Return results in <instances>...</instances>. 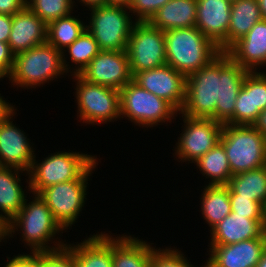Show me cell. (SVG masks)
<instances>
[{
	"label": "cell",
	"mask_w": 266,
	"mask_h": 267,
	"mask_svg": "<svg viewBox=\"0 0 266 267\" xmlns=\"http://www.w3.org/2000/svg\"><path fill=\"white\" fill-rule=\"evenodd\" d=\"M248 72L221 51L207 65L186 76L185 101L179 116L234 125L235 102Z\"/></svg>",
	"instance_id": "obj_1"
},
{
	"label": "cell",
	"mask_w": 266,
	"mask_h": 267,
	"mask_svg": "<svg viewBox=\"0 0 266 267\" xmlns=\"http://www.w3.org/2000/svg\"><path fill=\"white\" fill-rule=\"evenodd\" d=\"M32 195V201L26 199L20 212L6 224V239L14 238L19 231L22 237L20 240L24 242L25 248L29 247L30 253L51 251L67 245L66 240L57 237L59 234L63 236L64 230L54 219L46 202L39 194Z\"/></svg>",
	"instance_id": "obj_2"
},
{
	"label": "cell",
	"mask_w": 266,
	"mask_h": 267,
	"mask_svg": "<svg viewBox=\"0 0 266 267\" xmlns=\"http://www.w3.org/2000/svg\"><path fill=\"white\" fill-rule=\"evenodd\" d=\"M166 60L185 76L200 70L221 51L196 26L164 32Z\"/></svg>",
	"instance_id": "obj_3"
},
{
	"label": "cell",
	"mask_w": 266,
	"mask_h": 267,
	"mask_svg": "<svg viewBox=\"0 0 266 267\" xmlns=\"http://www.w3.org/2000/svg\"><path fill=\"white\" fill-rule=\"evenodd\" d=\"M64 74L62 52L46 42L15 55L8 80L17 88L36 89Z\"/></svg>",
	"instance_id": "obj_4"
},
{
	"label": "cell",
	"mask_w": 266,
	"mask_h": 267,
	"mask_svg": "<svg viewBox=\"0 0 266 267\" xmlns=\"http://www.w3.org/2000/svg\"><path fill=\"white\" fill-rule=\"evenodd\" d=\"M220 143L232 175L266 165V138L252 125L223 124Z\"/></svg>",
	"instance_id": "obj_5"
},
{
	"label": "cell",
	"mask_w": 266,
	"mask_h": 267,
	"mask_svg": "<svg viewBox=\"0 0 266 267\" xmlns=\"http://www.w3.org/2000/svg\"><path fill=\"white\" fill-rule=\"evenodd\" d=\"M120 93L121 119L133 122L135 126L144 128L158 127V125L171 124L178 117L179 112L165 99L141 88L131 80Z\"/></svg>",
	"instance_id": "obj_6"
},
{
	"label": "cell",
	"mask_w": 266,
	"mask_h": 267,
	"mask_svg": "<svg viewBox=\"0 0 266 267\" xmlns=\"http://www.w3.org/2000/svg\"><path fill=\"white\" fill-rule=\"evenodd\" d=\"M70 151L51 153L40 163L35 156L28 172L32 194H39L54 184L78 179L98 159L95 155Z\"/></svg>",
	"instance_id": "obj_7"
},
{
	"label": "cell",
	"mask_w": 266,
	"mask_h": 267,
	"mask_svg": "<svg viewBox=\"0 0 266 267\" xmlns=\"http://www.w3.org/2000/svg\"><path fill=\"white\" fill-rule=\"evenodd\" d=\"M86 29L94 37L101 51H126L130 34L136 22L129 8L96 5L89 8Z\"/></svg>",
	"instance_id": "obj_8"
},
{
	"label": "cell",
	"mask_w": 266,
	"mask_h": 267,
	"mask_svg": "<svg viewBox=\"0 0 266 267\" xmlns=\"http://www.w3.org/2000/svg\"><path fill=\"white\" fill-rule=\"evenodd\" d=\"M96 160L78 179L58 183L43 189L39 195L46 202L56 222L64 232H69L85 206L88 181L99 165ZM89 179V180H88ZM71 227V229H70Z\"/></svg>",
	"instance_id": "obj_9"
},
{
	"label": "cell",
	"mask_w": 266,
	"mask_h": 267,
	"mask_svg": "<svg viewBox=\"0 0 266 267\" xmlns=\"http://www.w3.org/2000/svg\"><path fill=\"white\" fill-rule=\"evenodd\" d=\"M72 80L79 122L100 126L121 119L119 90L87 82L79 75H73Z\"/></svg>",
	"instance_id": "obj_10"
},
{
	"label": "cell",
	"mask_w": 266,
	"mask_h": 267,
	"mask_svg": "<svg viewBox=\"0 0 266 267\" xmlns=\"http://www.w3.org/2000/svg\"><path fill=\"white\" fill-rule=\"evenodd\" d=\"M132 77L167 64L164 32L150 22H135L126 49Z\"/></svg>",
	"instance_id": "obj_11"
},
{
	"label": "cell",
	"mask_w": 266,
	"mask_h": 267,
	"mask_svg": "<svg viewBox=\"0 0 266 267\" xmlns=\"http://www.w3.org/2000/svg\"><path fill=\"white\" fill-rule=\"evenodd\" d=\"M183 130L178 136L174 151L176 160L180 163H193L202 157L219 142L223 124L211 118H192L181 115ZM180 159V160H179ZM191 161V162H190Z\"/></svg>",
	"instance_id": "obj_12"
},
{
	"label": "cell",
	"mask_w": 266,
	"mask_h": 267,
	"mask_svg": "<svg viewBox=\"0 0 266 267\" xmlns=\"http://www.w3.org/2000/svg\"><path fill=\"white\" fill-rule=\"evenodd\" d=\"M93 84L121 90L132 80L126 51H100L79 74Z\"/></svg>",
	"instance_id": "obj_13"
},
{
	"label": "cell",
	"mask_w": 266,
	"mask_h": 267,
	"mask_svg": "<svg viewBox=\"0 0 266 267\" xmlns=\"http://www.w3.org/2000/svg\"><path fill=\"white\" fill-rule=\"evenodd\" d=\"M132 80L141 88L165 99L178 112L184 105L186 76L168 64L136 73Z\"/></svg>",
	"instance_id": "obj_14"
},
{
	"label": "cell",
	"mask_w": 266,
	"mask_h": 267,
	"mask_svg": "<svg viewBox=\"0 0 266 267\" xmlns=\"http://www.w3.org/2000/svg\"><path fill=\"white\" fill-rule=\"evenodd\" d=\"M16 110L0 123V166L29 172L36 155L34 144L30 142L28 134L13 123Z\"/></svg>",
	"instance_id": "obj_15"
},
{
	"label": "cell",
	"mask_w": 266,
	"mask_h": 267,
	"mask_svg": "<svg viewBox=\"0 0 266 267\" xmlns=\"http://www.w3.org/2000/svg\"><path fill=\"white\" fill-rule=\"evenodd\" d=\"M204 267H256L266 248V238H253L230 245H210Z\"/></svg>",
	"instance_id": "obj_16"
},
{
	"label": "cell",
	"mask_w": 266,
	"mask_h": 267,
	"mask_svg": "<svg viewBox=\"0 0 266 267\" xmlns=\"http://www.w3.org/2000/svg\"><path fill=\"white\" fill-rule=\"evenodd\" d=\"M231 5L229 0H197L196 27L225 52Z\"/></svg>",
	"instance_id": "obj_17"
},
{
	"label": "cell",
	"mask_w": 266,
	"mask_h": 267,
	"mask_svg": "<svg viewBox=\"0 0 266 267\" xmlns=\"http://www.w3.org/2000/svg\"><path fill=\"white\" fill-rule=\"evenodd\" d=\"M226 52L237 64L249 72L266 71L260 70L266 66V20L262 19L257 22Z\"/></svg>",
	"instance_id": "obj_18"
},
{
	"label": "cell",
	"mask_w": 266,
	"mask_h": 267,
	"mask_svg": "<svg viewBox=\"0 0 266 267\" xmlns=\"http://www.w3.org/2000/svg\"><path fill=\"white\" fill-rule=\"evenodd\" d=\"M47 42V25L27 6L12 15L8 39L11 52L16 55Z\"/></svg>",
	"instance_id": "obj_19"
},
{
	"label": "cell",
	"mask_w": 266,
	"mask_h": 267,
	"mask_svg": "<svg viewBox=\"0 0 266 267\" xmlns=\"http://www.w3.org/2000/svg\"><path fill=\"white\" fill-rule=\"evenodd\" d=\"M209 245H230L253 238H266L265 221L231 212L210 231Z\"/></svg>",
	"instance_id": "obj_20"
},
{
	"label": "cell",
	"mask_w": 266,
	"mask_h": 267,
	"mask_svg": "<svg viewBox=\"0 0 266 267\" xmlns=\"http://www.w3.org/2000/svg\"><path fill=\"white\" fill-rule=\"evenodd\" d=\"M21 173H27L25 177L28 176V179L25 182L28 192L22 188ZM29 191L28 172L15 167L0 166V219L5 225L20 212L27 198L26 194H31Z\"/></svg>",
	"instance_id": "obj_21"
},
{
	"label": "cell",
	"mask_w": 266,
	"mask_h": 267,
	"mask_svg": "<svg viewBox=\"0 0 266 267\" xmlns=\"http://www.w3.org/2000/svg\"><path fill=\"white\" fill-rule=\"evenodd\" d=\"M109 234L101 231L80 243H67L73 251L75 267H112V235Z\"/></svg>",
	"instance_id": "obj_22"
},
{
	"label": "cell",
	"mask_w": 266,
	"mask_h": 267,
	"mask_svg": "<svg viewBox=\"0 0 266 267\" xmlns=\"http://www.w3.org/2000/svg\"><path fill=\"white\" fill-rule=\"evenodd\" d=\"M114 236L112 234V267H150L154 243L131 234Z\"/></svg>",
	"instance_id": "obj_23"
},
{
	"label": "cell",
	"mask_w": 266,
	"mask_h": 267,
	"mask_svg": "<svg viewBox=\"0 0 266 267\" xmlns=\"http://www.w3.org/2000/svg\"><path fill=\"white\" fill-rule=\"evenodd\" d=\"M197 0H170L149 21L163 32L196 26Z\"/></svg>",
	"instance_id": "obj_24"
},
{
	"label": "cell",
	"mask_w": 266,
	"mask_h": 267,
	"mask_svg": "<svg viewBox=\"0 0 266 267\" xmlns=\"http://www.w3.org/2000/svg\"><path fill=\"white\" fill-rule=\"evenodd\" d=\"M200 196V211L209 231H211L231 211L229 188L227 185H204Z\"/></svg>",
	"instance_id": "obj_25"
},
{
	"label": "cell",
	"mask_w": 266,
	"mask_h": 267,
	"mask_svg": "<svg viewBox=\"0 0 266 267\" xmlns=\"http://www.w3.org/2000/svg\"><path fill=\"white\" fill-rule=\"evenodd\" d=\"M262 19L258 0L232 2L230 25L227 31V50Z\"/></svg>",
	"instance_id": "obj_26"
},
{
	"label": "cell",
	"mask_w": 266,
	"mask_h": 267,
	"mask_svg": "<svg viewBox=\"0 0 266 267\" xmlns=\"http://www.w3.org/2000/svg\"><path fill=\"white\" fill-rule=\"evenodd\" d=\"M100 51L98 43L86 29L70 46L62 51V64L68 77L79 75ZM67 54L70 58L66 57ZM67 58H69V62H67ZM70 60L73 65L69 64ZM74 65L75 67H73Z\"/></svg>",
	"instance_id": "obj_27"
},
{
	"label": "cell",
	"mask_w": 266,
	"mask_h": 267,
	"mask_svg": "<svg viewBox=\"0 0 266 267\" xmlns=\"http://www.w3.org/2000/svg\"><path fill=\"white\" fill-rule=\"evenodd\" d=\"M226 185L229 193L257 200L264 207L266 206V165L233 175Z\"/></svg>",
	"instance_id": "obj_28"
},
{
	"label": "cell",
	"mask_w": 266,
	"mask_h": 267,
	"mask_svg": "<svg viewBox=\"0 0 266 267\" xmlns=\"http://www.w3.org/2000/svg\"><path fill=\"white\" fill-rule=\"evenodd\" d=\"M193 163L202 176L210 178V185H226L233 176L226 151L220 142Z\"/></svg>",
	"instance_id": "obj_29"
},
{
	"label": "cell",
	"mask_w": 266,
	"mask_h": 267,
	"mask_svg": "<svg viewBox=\"0 0 266 267\" xmlns=\"http://www.w3.org/2000/svg\"><path fill=\"white\" fill-rule=\"evenodd\" d=\"M85 24L71 14L54 20L47 25V42L62 52L86 30Z\"/></svg>",
	"instance_id": "obj_30"
},
{
	"label": "cell",
	"mask_w": 266,
	"mask_h": 267,
	"mask_svg": "<svg viewBox=\"0 0 266 267\" xmlns=\"http://www.w3.org/2000/svg\"><path fill=\"white\" fill-rule=\"evenodd\" d=\"M76 0H26V6L46 25L59 18L74 14ZM73 12V13H72Z\"/></svg>",
	"instance_id": "obj_31"
},
{
	"label": "cell",
	"mask_w": 266,
	"mask_h": 267,
	"mask_svg": "<svg viewBox=\"0 0 266 267\" xmlns=\"http://www.w3.org/2000/svg\"><path fill=\"white\" fill-rule=\"evenodd\" d=\"M254 109L253 90L243 82L234 108V125H253L259 113Z\"/></svg>",
	"instance_id": "obj_32"
},
{
	"label": "cell",
	"mask_w": 266,
	"mask_h": 267,
	"mask_svg": "<svg viewBox=\"0 0 266 267\" xmlns=\"http://www.w3.org/2000/svg\"><path fill=\"white\" fill-rule=\"evenodd\" d=\"M150 267H196L181 250L169 247H153ZM200 267H204V264Z\"/></svg>",
	"instance_id": "obj_33"
},
{
	"label": "cell",
	"mask_w": 266,
	"mask_h": 267,
	"mask_svg": "<svg viewBox=\"0 0 266 267\" xmlns=\"http://www.w3.org/2000/svg\"><path fill=\"white\" fill-rule=\"evenodd\" d=\"M229 196L232 212L256 221H265V207L257 200L240 197L236 193H229Z\"/></svg>",
	"instance_id": "obj_34"
},
{
	"label": "cell",
	"mask_w": 266,
	"mask_h": 267,
	"mask_svg": "<svg viewBox=\"0 0 266 267\" xmlns=\"http://www.w3.org/2000/svg\"><path fill=\"white\" fill-rule=\"evenodd\" d=\"M40 267H75L73 251L67 246L51 250L39 251Z\"/></svg>",
	"instance_id": "obj_35"
},
{
	"label": "cell",
	"mask_w": 266,
	"mask_h": 267,
	"mask_svg": "<svg viewBox=\"0 0 266 267\" xmlns=\"http://www.w3.org/2000/svg\"><path fill=\"white\" fill-rule=\"evenodd\" d=\"M244 82L253 90L254 109H266V71L248 72Z\"/></svg>",
	"instance_id": "obj_36"
},
{
	"label": "cell",
	"mask_w": 266,
	"mask_h": 267,
	"mask_svg": "<svg viewBox=\"0 0 266 267\" xmlns=\"http://www.w3.org/2000/svg\"><path fill=\"white\" fill-rule=\"evenodd\" d=\"M168 1L170 0H132L129 10L136 22H149Z\"/></svg>",
	"instance_id": "obj_37"
},
{
	"label": "cell",
	"mask_w": 266,
	"mask_h": 267,
	"mask_svg": "<svg viewBox=\"0 0 266 267\" xmlns=\"http://www.w3.org/2000/svg\"><path fill=\"white\" fill-rule=\"evenodd\" d=\"M5 267H40L38 252L13 255V258L7 256Z\"/></svg>",
	"instance_id": "obj_38"
},
{
	"label": "cell",
	"mask_w": 266,
	"mask_h": 267,
	"mask_svg": "<svg viewBox=\"0 0 266 267\" xmlns=\"http://www.w3.org/2000/svg\"><path fill=\"white\" fill-rule=\"evenodd\" d=\"M14 54L7 42H0V67L9 75L14 64Z\"/></svg>",
	"instance_id": "obj_39"
},
{
	"label": "cell",
	"mask_w": 266,
	"mask_h": 267,
	"mask_svg": "<svg viewBox=\"0 0 266 267\" xmlns=\"http://www.w3.org/2000/svg\"><path fill=\"white\" fill-rule=\"evenodd\" d=\"M26 7V0H0V14L14 15Z\"/></svg>",
	"instance_id": "obj_40"
},
{
	"label": "cell",
	"mask_w": 266,
	"mask_h": 267,
	"mask_svg": "<svg viewBox=\"0 0 266 267\" xmlns=\"http://www.w3.org/2000/svg\"><path fill=\"white\" fill-rule=\"evenodd\" d=\"M12 26V16L0 14V42H8Z\"/></svg>",
	"instance_id": "obj_41"
},
{
	"label": "cell",
	"mask_w": 266,
	"mask_h": 267,
	"mask_svg": "<svg viewBox=\"0 0 266 267\" xmlns=\"http://www.w3.org/2000/svg\"><path fill=\"white\" fill-rule=\"evenodd\" d=\"M4 96H1L0 93V123L8 116L12 111L15 110V105H11L10 102H7Z\"/></svg>",
	"instance_id": "obj_42"
},
{
	"label": "cell",
	"mask_w": 266,
	"mask_h": 267,
	"mask_svg": "<svg viewBox=\"0 0 266 267\" xmlns=\"http://www.w3.org/2000/svg\"><path fill=\"white\" fill-rule=\"evenodd\" d=\"M255 129H257L259 132H261L264 137L266 138V109L262 110L256 121L252 125Z\"/></svg>",
	"instance_id": "obj_43"
},
{
	"label": "cell",
	"mask_w": 266,
	"mask_h": 267,
	"mask_svg": "<svg viewBox=\"0 0 266 267\" xmlns=\"http://www.w3.org/2000/svg\"><path fill=\"white\" fill-rule=\"evenodd\" d=\"M79 4L90 8L96 5H106V0H77Z\"/></svg>",
	"instance_id": "obj_44"
},
{
	"label": "cell",
	"mask_w": 266,
	"mask_h": 267,
	"mask_svg": "<svg viewBox=\"0 0 266 267\" xmlns=\"http://www.w3.org/2000/svg\"><path fill=\"white\" fill-rule=\"evenodd\" d=\"M132 0H106V5L109 6H122L129 8Z\"/></svg>",
	"instance_id": "obj_45"
},
{
	"label": "cell",
	"mask_w": 266,
	"mask_h": 267,
	"mask_svg": "<svg viewBox=\"0 0 266 267\" xmlns=\"http://www.w3.org/2000/svg\"><path fill=\"white\" fill-rule=\"evenodd\" d=\"M6 241V225L3 223V221L0 219V242Z\"/></svg>",
	"instance_id": "obj_46"
},
{
	"label": "cell",
	"mask_w": 266,
	"mask_h": 267,
	"mask_svg": "<svg viewBox=\"0 0 266 267\" xmlns=\"http://www.w3.org/2000/svg\"><path fill=\"white\" fill-rule=\"evenodd\" d=\"M261 15L264 20H266V0H258Z\"/></svg>",
	"instance_id": "obj_47"
},
{
	"label": "cell",
	"mask_w": 266,
	"mask_h": 267,
	"mask_svg": "<svg viewBox=\"0 0 266 267\" xmlns=\"http://www.w3.org/2000/svg\"><path fill=\"white\" fill-rule=\"evenodd\" d=\"M256 267H266V248L262 254L261 260L257 263Z\"/></svg>",
	"instance_id": "obj_48"
},
{
	"label": "cell",
	"mask_w": 266,
	"mask_h": 267,
	"mask_svg": "<svg viewBox=\"0 0 266 267\" xmlns=\"http://www.w3.org/2000/svg\"><path fill=\"white\" fill-rule=\"evenodd\" d=\"M5 77L8 78V74L0 67V80L4 79Z\"/></svg>",
	"instance_id": "obj_49"
},
{
	"label": "cell",
	"mask_w": 266,
	"mask_h": 267,
	"mask_svg": "<svg viewBox=\"0 0 266 267\" xmlns=\"http://www.w3.org/2000/svg\"><path fill=\"white\" fill-rule=\"evenodd\" d=\"M265 229H266V206H265Z\"/></svg>",
	"instance_id": "obj_50"
}]
</instances>
